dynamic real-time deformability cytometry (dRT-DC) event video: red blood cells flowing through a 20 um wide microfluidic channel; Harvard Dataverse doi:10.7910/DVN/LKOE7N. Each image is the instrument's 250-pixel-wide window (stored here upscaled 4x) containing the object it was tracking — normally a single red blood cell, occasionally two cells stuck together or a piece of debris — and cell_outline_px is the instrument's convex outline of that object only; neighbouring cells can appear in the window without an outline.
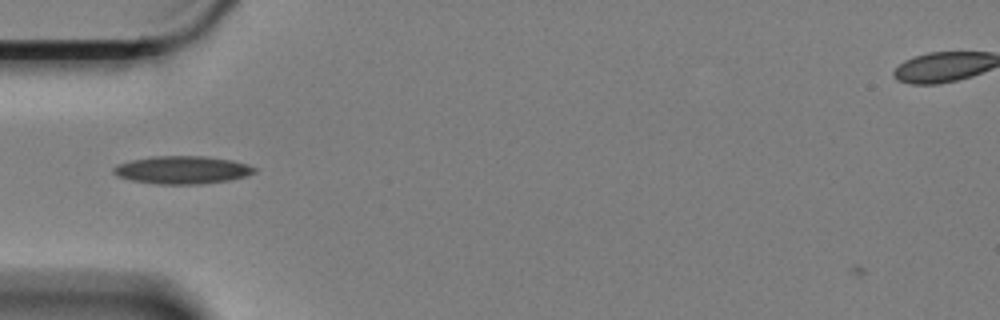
{"species": "Egyptian fruit bat (a non-hibernating species)", "species_latin": "Rousettus aegyptiacus", "temperature_condition": "cold", "stored_images_in_passage": 39, "camera_frame_rate_fps": 3000, "um_per_image_px": 0.085, "animal": {"sex": "female"}, "frame": {"image": 1, "passage_image": 4, "time_ms": 1.0, "image_size_px": [1000, 320], "cell_outline_px": [[256, 172], [244, 176], [228, 180], [200, 184], [156, 184], [132, 180], [116, 176], [112, 172], [112, 168], [116, 164], [132, 160], [152, 156], [204, 156], [232, 160], [248, 164], [256, 168]], "centroid_in_image_um": [15.46, 14.44], "position_along_channel_um": 69.5, "area_um2": 22.89}}
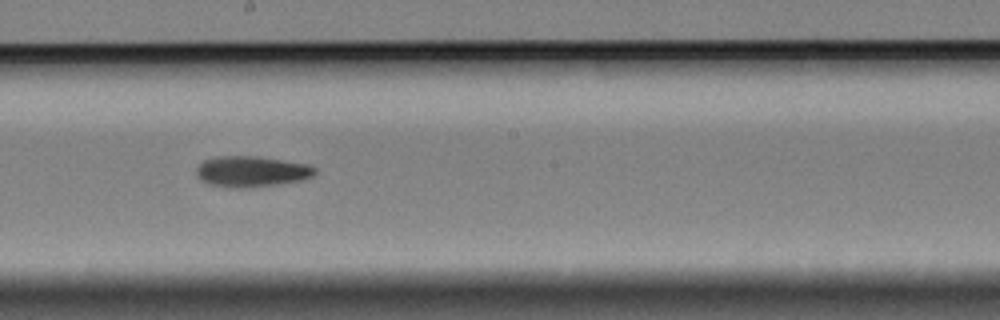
{"frame": {"image": 2, "passage_image": 18, "time_ms": 5.667, "image_size_px": [1000, 320], "cell_outline_px": [[316, 172], [312, 176], [300, 180], [276, 184], [240, 188], [228, 188], [208, 184], [196, 172], [196, 168], [204, 160], [224, 156], [252, 156], [308, 164], [316, 168]], "centroid_in_image_um": [21.38, 14.58], "position_along_channel_um": 226.8, "area_um2": 20.81}}
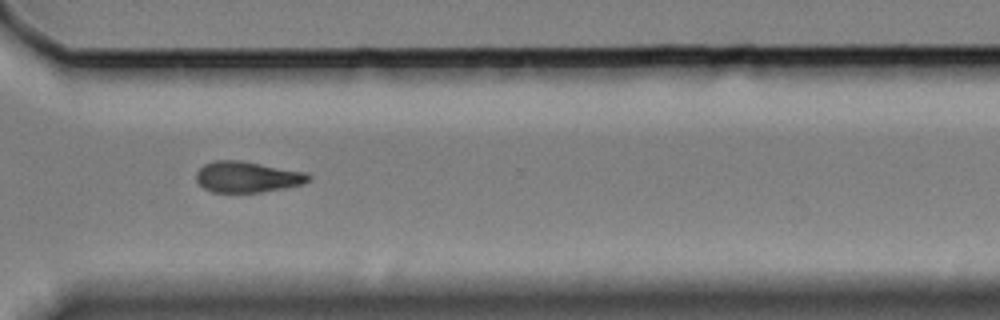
{"frame": {"image": 3, "passage_image": 29, "time_ms": 9.333, "image_size_px": [1000, 320], "cell_outline_px": [[312, 176], [308, 180], [300, 184], [284, 188], [260, 192], [212, 192], [204, 188], [196, 180], [196, 172], [204, 164], [212, 160], [240, 160], [304, 172]], "centroid_in_image_um": [20.96, 15.03], "position_along_channel_um": 349.6, "area_um2": 20.06}}